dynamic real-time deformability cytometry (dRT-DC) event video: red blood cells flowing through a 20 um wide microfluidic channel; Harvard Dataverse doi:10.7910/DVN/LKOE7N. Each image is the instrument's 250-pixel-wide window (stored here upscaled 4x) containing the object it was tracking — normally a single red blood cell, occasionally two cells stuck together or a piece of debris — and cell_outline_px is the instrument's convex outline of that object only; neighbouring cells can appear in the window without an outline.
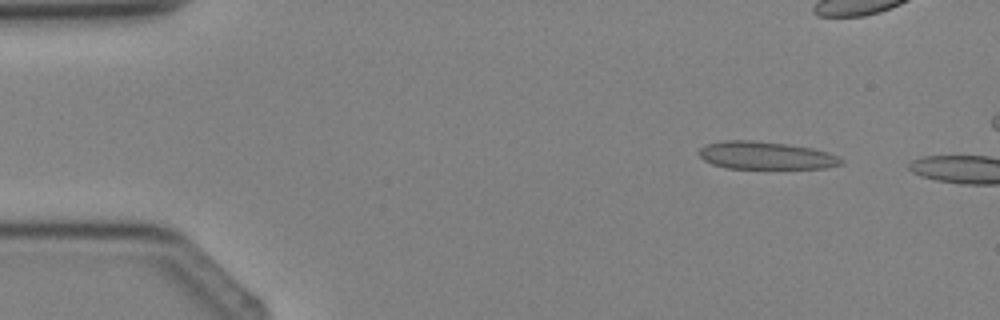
{"species": "Egyptian fruit bat (a non-hibernating species)", "species_latin": "Rousettus aegyptiacus", "temperature_condition": "cold", "stored_images_in_passage": 3, "camera_frame_rate_fps": 3000, "um_per_image_px": 0.085, "animal": {"sex": "female"}, "frame": {"image": 1, "passage_image": 2, "time_ms": 1.0, "image_size_px": [1000, 320], "cell_outline_px": [[844, 164], [824, 168], [728, 168], [712, 164], [704, 160], [696, 152], [704, 144], [724, 140], [752, 140], [788, 144], [812, 148], [828, 152], [844, 160]], "centroid_in_image_um": [65.07, 13.21], "position_along_channel_um": 19.9, "area_um2": 23.06}}